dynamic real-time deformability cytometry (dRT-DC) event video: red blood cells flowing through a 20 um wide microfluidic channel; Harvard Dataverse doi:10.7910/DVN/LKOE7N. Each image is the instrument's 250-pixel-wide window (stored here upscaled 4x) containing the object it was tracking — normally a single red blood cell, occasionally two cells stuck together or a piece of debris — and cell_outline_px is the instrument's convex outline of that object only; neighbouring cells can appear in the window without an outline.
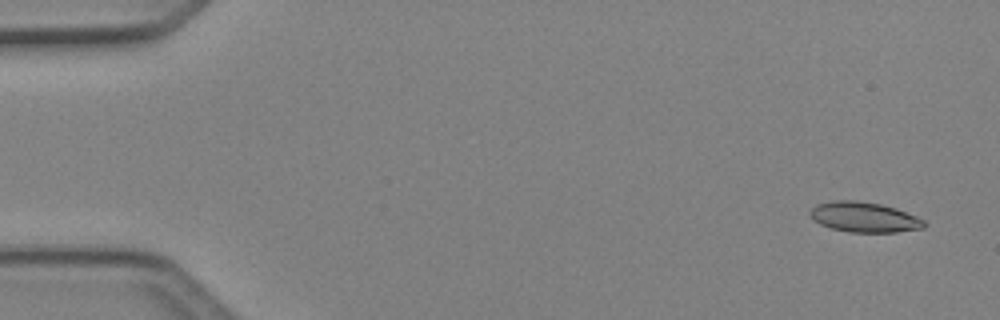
{"species": "Egyptian fruit bat (a non-hibernating species)", "species_latin": "Rousettus aegyptiacus", "temperature_condition": "cold", "stored_images_in_passage": 4, "camera_frame_rate_fps": 3000, "um_per_image_px": 0.085, "animal": {"sex": "female"}, "frame": {"image": 1, "passage_image": 1, "time_ms": 0.0, "image_size_px": [1000, 320], "cell_outline_px": [[928, 224], [924, 228], [896, 232], [848, 232], [832, 228], [820, 224], [812, 220], [808, 212], [816, 204], [836, 200], [856, 200], [880, 204], [896, 208], [916, 216], [924, 220]], "centroid_in_image_um": [73.45, 18.46], "position_along_channel_um": 11.5, "area_um2": 20.17}}
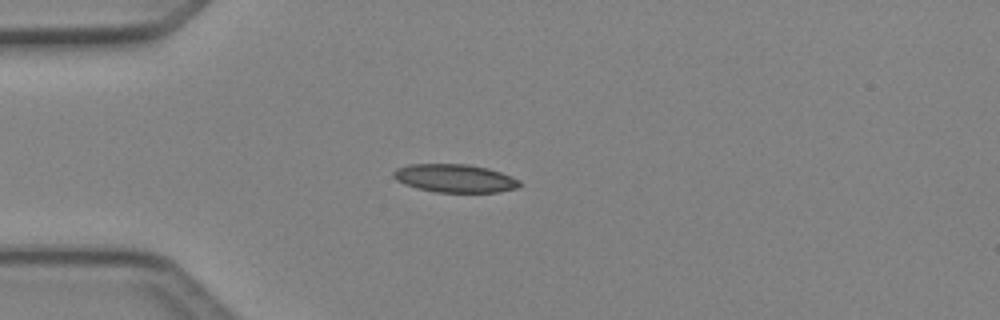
{"frame": {"image": 2, "passage_image": 4, "time_ms": 1.0, "image_size_px": [1000, 320], "cell_outline_px": [[524, 184], [516, 188], [500, 192], [436, 192], [416, 188], [404, 184], [396, 180], [392, 176], [392, 172], [396, 168], [408, 164], [468, 164], [488, 168], [512, 176], [520, 180]], "centroid_in_image_um": [38.66, 15.15], "position_along_channel_um": 46.3, "area_um2": 20.98}}